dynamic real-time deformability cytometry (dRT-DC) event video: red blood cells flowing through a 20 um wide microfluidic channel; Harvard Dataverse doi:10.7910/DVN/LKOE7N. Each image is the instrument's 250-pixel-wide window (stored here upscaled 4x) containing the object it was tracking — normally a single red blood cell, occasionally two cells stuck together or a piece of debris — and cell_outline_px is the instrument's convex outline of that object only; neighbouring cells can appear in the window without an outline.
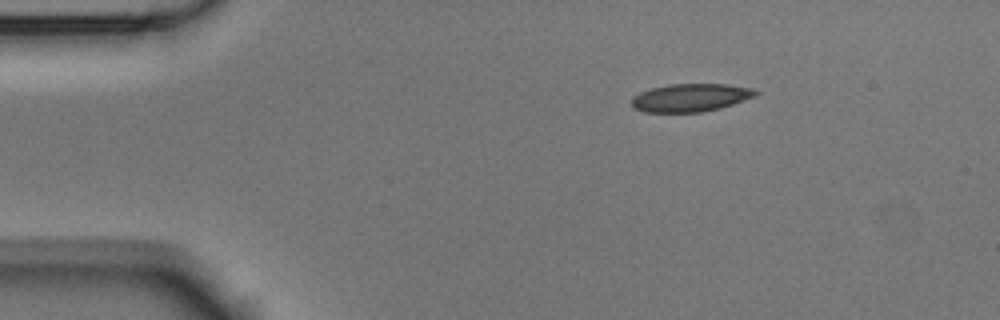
{"species": "Egyptian fruit bat (a non-hibernating species)", "species_latin": "Rousettus aegyptiacus", "temperature_condition": "room temperature", "stored_images_in_passage": 5, "camera_frame_rate_fps": 3000, "um_per_image_px": 0.085, "animal": {"sex": "male"}, "frame": {"image": 1, "passage_image": 1, "time_ms": 0.0, "image_size_px": [1000, 320], "cell_outline_px": [[760, 92], [756, 96], [720, 108], [700, 112], [644, 112], [632, 108], [632, 96], [640, 92], [652, 88], [668, 84], [728, 84], [752, 88]], "centroid_in_image_um": [58.69, 8.29], "position_along_channel_um": 26.3, "area_um2": 20.29}}
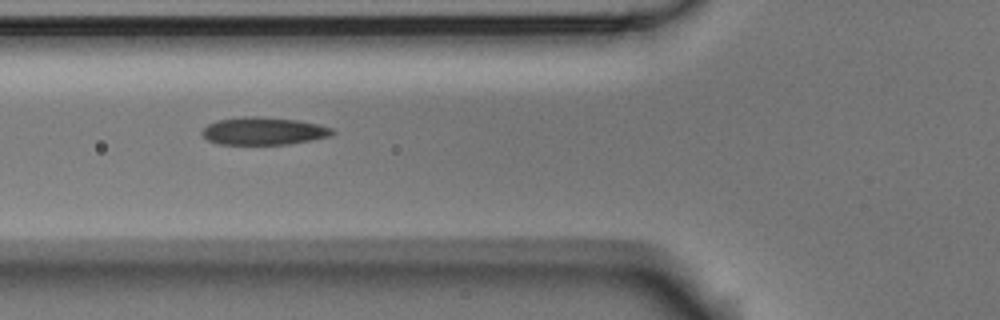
{"frame": {"image": 2, "passage_image": 4, "time_ms": 1.0, "image_size_px": [1000, 320], "cell_outline_px": [[336, 132], [328, 136], [288, 144], [220, 144], [208, 140], [200, 132], [208, 124], [216, 120], [244, 116], [256, 116], [296, 120], [320, 124], [332, 128]], "centroid_in_image_um": [22.38, 11.13], "position_along_channel_um": 103.4, "area_um2": 20.81}}
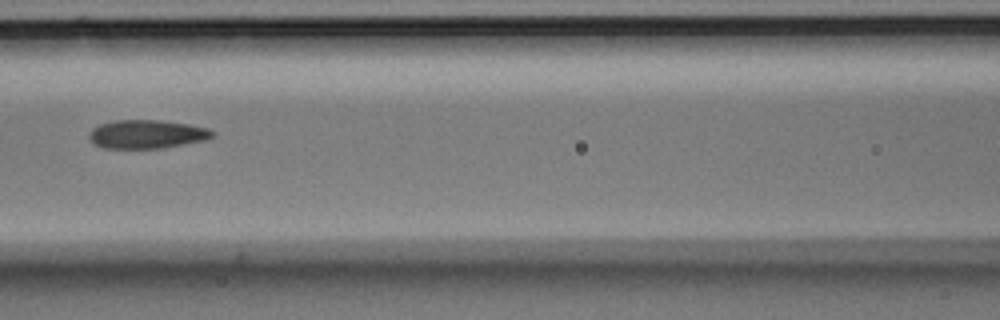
{"frame": {"image": 3, "passage_image": 5, "time_ms": 1.333, "image_size_px": [1000, 320], "cell_outline_px": [[216, 136], [204, 140], [160, 148], [104, 148], [96, 144], [88, 136], [92, 128], [100, 124], [116, 120], [156, 120], [188, 124], [208, 128], [216, 132]], "centroid_in_image_um": [12.5, 11.4], "position_along_channel_um": 154.1, "area_um2": 20.35}}